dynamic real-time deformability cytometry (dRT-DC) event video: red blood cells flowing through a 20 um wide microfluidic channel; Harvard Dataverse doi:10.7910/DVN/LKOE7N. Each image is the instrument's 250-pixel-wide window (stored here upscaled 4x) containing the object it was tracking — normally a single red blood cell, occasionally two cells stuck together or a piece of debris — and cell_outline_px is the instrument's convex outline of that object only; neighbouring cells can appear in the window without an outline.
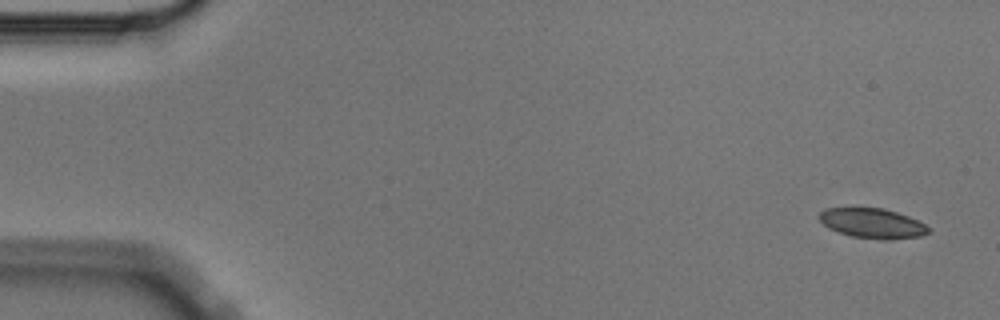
{"species": "Egyptian fruit bat (a non-hibernating species)", "species_latin": "Rousettus aegyptiacus", "temperature_condition": "cold", "stored_images_in_passage": 5, "camera_frame_rate_fps": 3000, "um_per_image_px": 0.085, "animal": {"sex": "male"}, "frame": {"image": 1, "passage_image": 1, "time_ms": 0.0, "image_size_px": [1000, 320], "cell_outline_px": [[932, 232], [920, 236], [888, 240], [880, 240], [852, 236], [828, 228], [816, 216], [824, 208], [884, 208], [908, 216], [932, 228]], "centroid_in_image_um": [74.17, 18.98], "position_along_channel_um": 10.8, "area_um2": 19.13}}
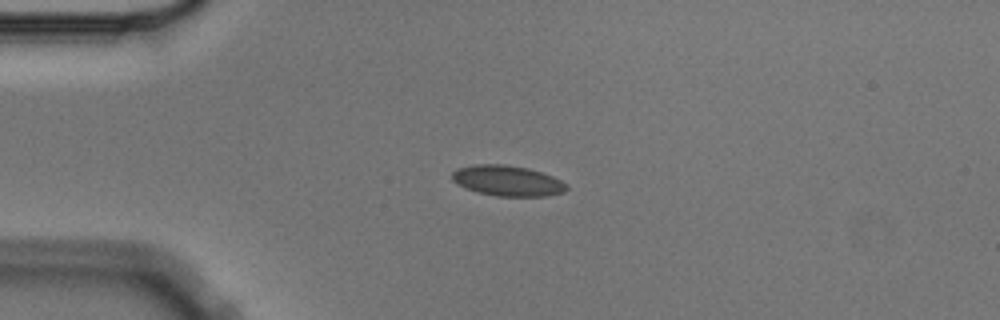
{"frame": {"image": 2, "passage_image": 4, "time_ms": 1.0, "image_size_px": [1000, 320], "cell_outline_px": [[568, 188], [564, 192], [548, 196], [496, 196], [476, 192], [452, 180], [452, 172], [456, 168], [476, 164], [504, 164], [528, 168], [552, 176], [560, 180]], "centroid_in_image_um": [43.12, 15.36], "position_along_channel_um": 41.9, "area_um2": 20.23}}